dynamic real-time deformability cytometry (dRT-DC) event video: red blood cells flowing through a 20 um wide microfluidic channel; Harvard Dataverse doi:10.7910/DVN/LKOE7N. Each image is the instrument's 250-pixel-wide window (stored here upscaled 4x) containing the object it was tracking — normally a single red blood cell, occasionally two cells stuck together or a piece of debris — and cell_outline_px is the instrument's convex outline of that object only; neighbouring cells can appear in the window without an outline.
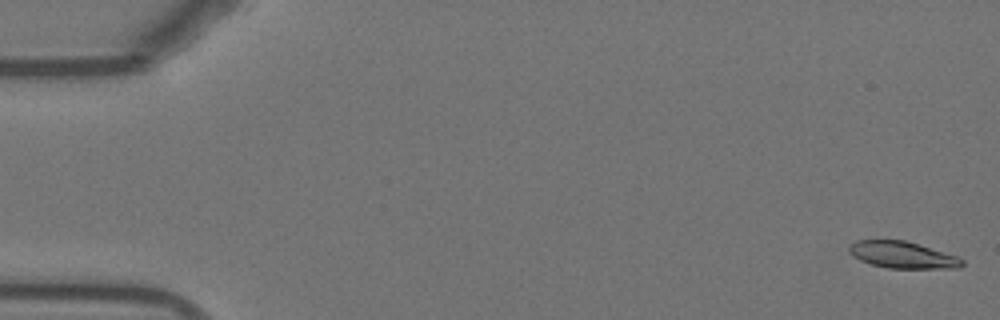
{"species": "Egyptian fruit bat (a non-hibernating species)", "species_latin": "Rousettus aegyptiacus", "temperature_condition": "warm", "stored_images_in_passage": 41, "camera_frame_rate_fps": 3000, "um_per_image_px": 0.085, "animal": {"sex": "female"}, "frame": {"image": 1, "passage_image": 1, "time_ms": 0.0, "image_size_px": [1000, 320], "cell_outline_px": [[964, 264], [960, 268], [888, 268], [872, 264], [860, 260], [852, 256], [848, 252], [848, 248], [856, 240], [904, 240], [956, 256], [964, 260]], "centroid_in_image_um": [76.69, 21.67], "position_along_channel_um": 8.3, "area_um2": 17.4}}
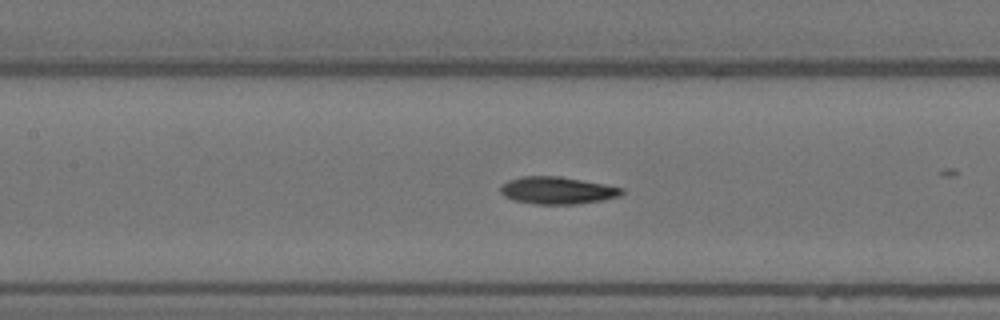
{"frame": {"image": 2, "passage_image": 24, "time_ms": 7.667, "image_size_px": [1000, 320], "cell_outline_px": [[624, 192], [620, 196], [600, 200], [576, 204], [536, 204], [512, 200], [504, 196], [500, 192], [500, 188], [508, 180], [520, 176], [560, 176], [604, 184], [624, 188]], "centroid_in_image_um": [47.35, 16.18], "position_along_channel_um": 160.0, "area_um2": 19.25}}
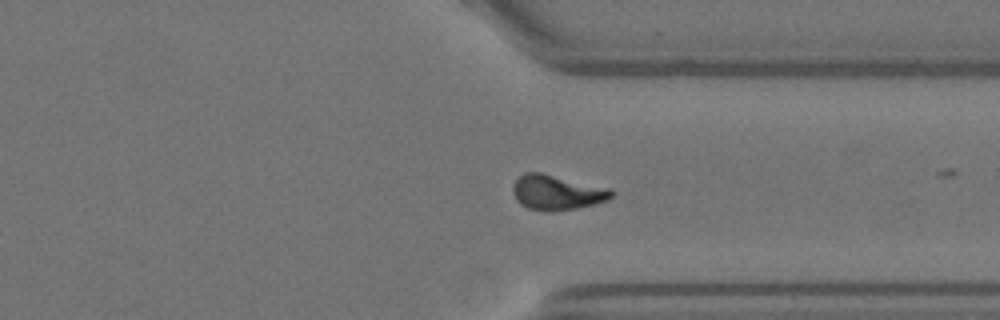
{"frame": {"image": 3, "passage_image": 40, "time_ms": 13.0, "image_size_px": [1000, 320], "cell_outline_px": [[612, 196], [608, 200], [596, 204], [576, 208], [552, 212], [548, 212], [528, 208], [520, 204], [516, 200], [512, 192], [512, 184], [524, 172], [540, 172], [608, 188], [612, 192]], "centroid_in_image_um": [47.28, 16.37], "position_along_channel_um": 364.1, "area_um2": 20.06}}